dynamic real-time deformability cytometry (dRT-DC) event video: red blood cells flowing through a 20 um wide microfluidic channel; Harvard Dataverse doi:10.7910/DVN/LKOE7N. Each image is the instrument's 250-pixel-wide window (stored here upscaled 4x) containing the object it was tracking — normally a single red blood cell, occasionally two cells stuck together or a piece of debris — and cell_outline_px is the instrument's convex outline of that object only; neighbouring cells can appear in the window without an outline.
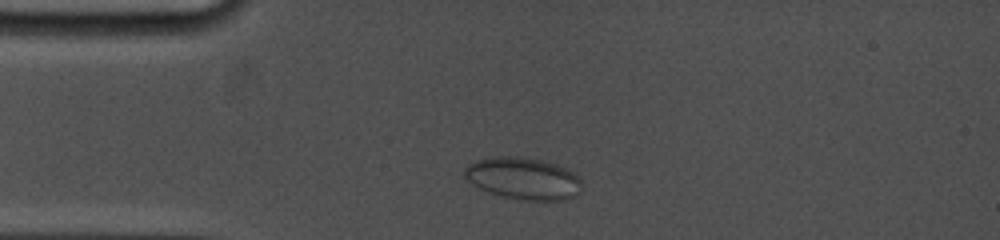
{"species": "common noctule bat (a hibernating species)", "species_latin": "Nyctalus noctula", "temperature_condition": "cold", "stored_images_in_passage": 21, "camera_frame_rate_fps": 5000, "um_per_image_px": 0.085, "animal": {"sex": "female", "body_mass_g": 19.0, "forearm_length_mm": 53.3}, "frame": {"image": 1, "passage_image": 1, "time_ms": 0.0, "image_size_px": [1000, 240], "cell_outline_px": [[580, 192], [576, 196], [568, 200], [520, 200], [500, 196], [480, 188], [472, 184], [464, 176], [464, 168], [468, 164], [476, 160], [492, 156], [524, 156], [556, 164], [572, 172], [580, 180]], "centroid_in_image_um": [44.45, 15.16], "position_along_channel_um": 40.6, "area_um2": 28.84}}
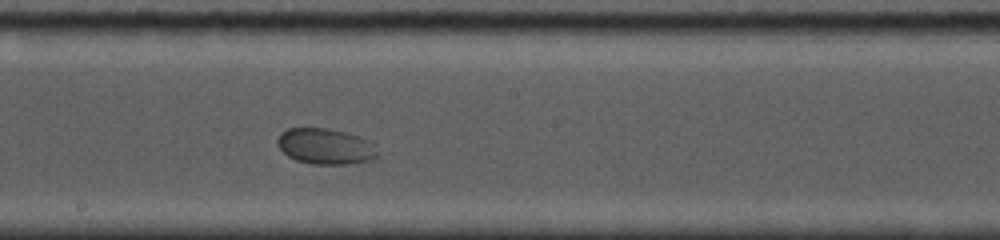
{"frame": {"image": 2, "passage_image": 10, "time_ms": 5.4, "image_size_px": [1000, 240], "cell_outline_px": [[380, 156], [372, 160], [348, 164], [312, 164], [296, 160], [288, 156], [276, 144], [276, 140], [280, 132], [288, 128], [328, 128], [344, 132], [368, 140], [380, 152]], "centroid_in_image_um": [27.66, 12.44], "position_along_channel_um": 220.5, "area_um2": 21.04}}
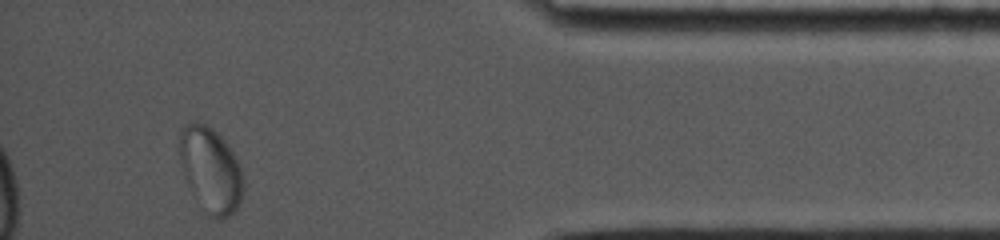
{"frame": {"image": 3, "passage_image": 21, "time_ms": 11.4, "image_size_px": [1000, 240], "cell_outline_px": [[244, 188], [240, 200], [236, 208], [228, 216], [220, 220], [216, 220], [208, 216], [188, 184], [184, 176], [180, 156], [180, 132], [184, 124], [196, 120], [200, 120], [212, 128], [228, 144], [240, 168], [244, 180]], "centroid_in_image_um": [17.9, 14.41], "position_along_channel_um": 417.3, "area_um2": 31.44}}